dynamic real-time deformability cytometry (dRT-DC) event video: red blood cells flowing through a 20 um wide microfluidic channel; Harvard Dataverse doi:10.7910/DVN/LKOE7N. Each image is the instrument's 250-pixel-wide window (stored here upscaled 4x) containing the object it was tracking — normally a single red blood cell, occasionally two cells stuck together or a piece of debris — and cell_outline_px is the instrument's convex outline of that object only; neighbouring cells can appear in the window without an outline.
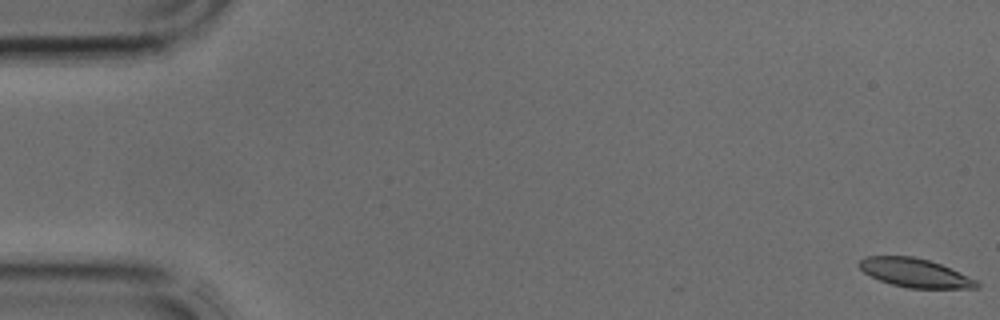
{"species": "common noctule bat (a hibernating species)", "species_latin": "Nyctalus noctula", "temperature_condition": "cold", "stored_images_in_passage": 3, "camera_frame_rate_fps": 3000, "um_per_image_px": 0.085, "animal": {"sex": "male", "body_mass_g": 17.9, "forearm_length_mm": 54.2}, "frame": {"image": 1, "passage_image": 1, "time_ms": 0.0, "image_size_px": [1000, 320], "cell_outline_px": [[980, 288], [908, 288], [892, 284], [880, 280], [864, 272], [860, 268], [860, 260], [864, 256], [912, 256], [928, 260], [952, 268], [976, 280], [980, 284]], "centroid_in_image_um": [77.8, 23.19], "position_along_channel_um": 7.2, "area_um2": 19.54}}
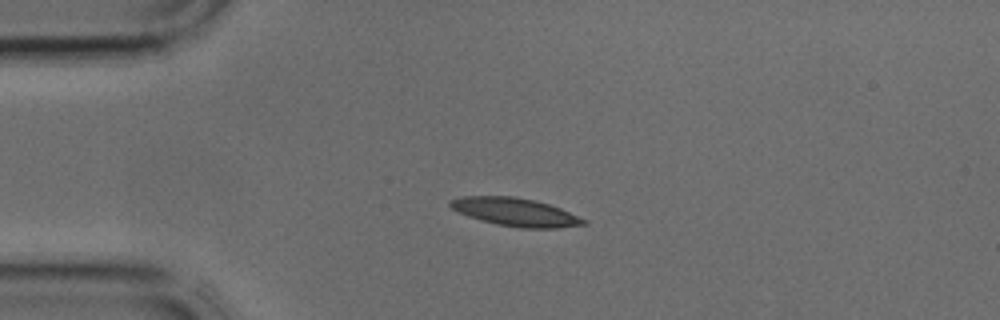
{"frame": {"image": 2, "passage_image": 3, "time_ms": 0.667, "image_size_px": [1000, 320], "cell_outline_px": [[588, 224], [556, 228], [520, 228], [480, 220], [468, 216], [452, 208], [448, 204], [448, 200], [460, 196], [512, 196], [536, 200], [560, 208], [588, 220]], "centroid_in_image_um": [43.82, 18.02], "position_along_channel_um": 41.2, "area_um2": 21.85}}